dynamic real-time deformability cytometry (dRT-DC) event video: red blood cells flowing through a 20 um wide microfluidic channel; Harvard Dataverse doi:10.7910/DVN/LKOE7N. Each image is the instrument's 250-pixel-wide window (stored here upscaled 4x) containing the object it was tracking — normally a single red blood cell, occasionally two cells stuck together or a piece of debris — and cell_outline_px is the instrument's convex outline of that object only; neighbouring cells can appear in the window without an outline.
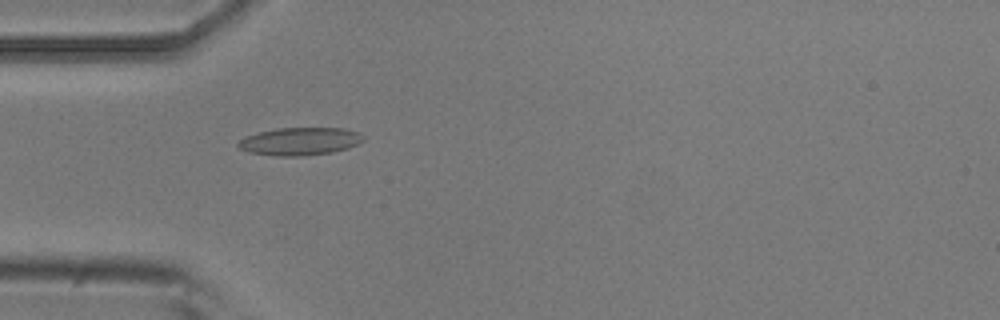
{"species": "common noctule bat (a hibernating species)", "species_latin": "Nyctalus noctula", "temperature_condition": "room temperature", "stored_images_in_passage": 1, "camera_frame_rate_fps": 3000, "um_per_image_px": 0.085, "animal": {"sex": "male", "body_mass_g": 20.5, "forearm_length_mm": 52.5}, "frame": {"image": 1, "passage_image": 1, "time_ms": 0.0, "image_size_px": [1000, 320], "cell_outline_px": [[364, 140], [348, 148], [332, 152], [304, 156], [280, 156], [248, 152], [240, 148], [236, 144], [244, 136], [276, 128], [344, 128], [360, 132], [364, 136]], "centroid_in_image_um": [25.5, 12.01], "position_along_channel_um": 59.5, "area_um2": 20.29}}